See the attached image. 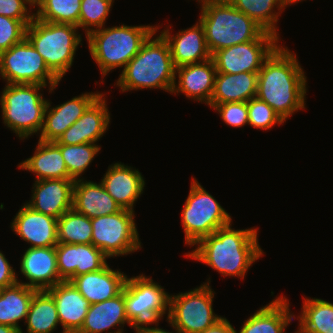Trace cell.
Masks as SVG:
<instances>
[{"mask_svg":"<svg viewBox=\"0 0 333 333\" xmlns=\"http://www.w3.org/2000/svg\"><path fill=\"white\" fill-rule=\"evenodd\" d=\"M298 1H303V0H286V2H287V5H293V3H297Z\"/></svg>","mask_w":333,"mask_h":333,"instance_id":"7dc6e473","label":"cell"},{"mask_svg":"<svg viewBox=\"0 0 333 333\" xmlns=\"http://www.w3.org/2000/svg\"><path fill=\"white\" fill-rule=\"evenodd\" d=\"M279 46L264 61L258 72L256 97L266 102L285 122L305 109L306 76L297 55Z\"/></svg>","mask_w":333,"mask_h":333,"instance_id":"6da1fadb","label":"cell"},{"mask_svg":"<svg viewBox=\"0 0 333 333\" xmlns=\"http://www.w3.org/2000/svg\"><path fill=\"white\" fill-rule=\"evenodd\" d=\"M295 333H304V332L298 327V330Z\"/></svg>","mask_w":333,"mask_h":333,"instance_id":"c3c4849f","label":"cell"},{"mask_svg":"<svg viewBox=\"0 0 333 333\" xmlns=\"http://www.w3.org/2000/svg\"><path fill=\"white\" fill-rule=\"evenodd\" d=\"M157 30V26H127L98 28L87 36L92 59L99 66L102 77L115 68H124L140 51L143 43Z\"/></svg>","mask_w":333,"mask_h":333,"instance_id":"5b68a950","label":"cell"},{"mask_svg":"<svg viewBox=\"0 0 333 333\" xmlns=\"http://www.w3.org/2000/svg\"><path fill=\"white\" fill-rule=\"evenodd\" d=\"M73 208L92 219L117 213L121 207L106 191L101 181L77 179L73 186Z\"/></svg>","mask_w":333,"mask_h":333,"instance_id":"484cf974","label":"cell"},{"mask_svg":"<svg viewBox=\"0 0 333 333\" xmlns=\"http://www.w3.org/2000/svg\"><path fill=\"white\" fill-rule=\"evenodd\" d=\"M258 72L216 73L214 92L209 106L226 102H248L256 97Z\"/></svg>","mask_w":333,"mask_h":333,"instance_id":"4316f807","label":"cell"},{"mask_svg":"<svg viewBox=\"0 0 333 333\" xmlns=\"http://www.w3.org/2000/svg\"><path fill=\"white\" fill-rule=\"evenodd\" d=\"M225 124L232 127H242L248 124V102H226L213 107Z\"/></svg>","mask_w":333,"mask_h":333,"instance_id":"ab89813d","label":"cell"},{"mask_svg":"<svg viewBox=\"0 0 333 333\" xmlns=\"http://www.w3.org/2000/svg\"><path fill=\"white\" fill-rule=\"evenodd\" d=\"M160 33L167 40L174 66L200 63L211 58L207 48L202 24L197 22L191 28L184 29L171 36L169 28Z\"/></svg>","mask_w":333,"mask_h":333,"instance_id":"603a6c76","label":"cell"},{"mask_svg":"<svg viewBox=\"0 0 333 333\" xmlns=\"http://www.w3.org/2000/svg\"><path fill=\"white\" fill-rule=\"evenodd\" d=\"M143 43L140 51L123 68L116 86L122 92L139 89H162L172 93L176 82V67L167 40L162 34Z\"/></svg>","mask_w":333,"mask_h":333,"instance_id":"3957f363","label":"cell"},{"mask_svg":"<svg viewBox=\"0 0 333 333\" xmlns=\"http://www.w3.org/2000/svg\"><path fill=\"white\" fill-rule=\"evenodd\" d=\"M0 333H20V331L15 327L5 324H0Z\"/></svg>","mask_w":333,"mask_h":333,"instance_id":"f6af8a7d","label":"cell"},{"mask_svg":"<svg viewBox=\"0 0 333 333\" xmlns=\"http://www.w3.org/2000/svg\"><path fill=\"white\" fill-rule=\"evenodd\" d=\"M29 3V7L33 6L35 9V6L38 7L44 0H26ZM31 5V6H30Z\"/></svg>","mask_w":333,"mask_h":333,"instance_id":"bcb514c9","label":"cell"},{"mask_svg":"<svg viewBox=\"0 0 333 333\" xmlns=\"http://www.w3.org/2000/svg\"><path fill=\"white\" fill-rule=\"evenodd\" d=\"M0 75L6 84L49 85L50 93L60 82L27 38L0 53Z\"/></svg>","mask_w":333,"mask_h":333,"instance_id":"30bf717a","label":"cell"},{"mask_svg":"<svg viewBox=\"0 0 333 333\" xmlns=\"http://www.w3.org/2000/svg\"><path fill=\"white\" fill-rule=\"evenodd\" d=\"M133 211L119 212L91 219V244L108 258L131 254L141 248Z\"/></svg>","mask_w":333,"mask_h":333,"instance_id":"8fae6325","label":"cell"},{"mask_svg":"<svg viewBox=\"0 0 333 333\" xmlns=\"http://www.w3.org/2000/svg\"><path fill=\"white\" fill-rule=\"evenodd\" d=\"M54 299L63 332L79 331L91 306L75 286L62 281L46 290Z\"/></svg>","mask_w":333,"mask_h":333,"instance_id":"d4e9b609","label":"cell"},{"mask_svg":"<svg viewBox=\"0 0 333 333\" xmlns=\"http://www.w3.org/2000/svg\"><path fill=\"white\" fill-rule=\"evenodd\" d=\"M18 281L15 270L10 265L3 252L0 251V289L13 286L18 283Z\"/></svg>","mask_w":333,"mask_h":333,"instance_id":"b9f144b4","label":"cell"},{"mask_svg":"<svg viewBox=\"0 0 333 333\" xmlns=\"http://www.w3.org/2000/svg\"><path fill=\"white\" fill-rule=\"evenodd\" d=\"M55 251L63 281L70 282L75 276L98 271L107 264L108 257L93 244L58 243Z\"/></svg>","mask_w":333,"mask_h":333,"instance_id":"5bb4252c","label":"cell"},{"mask_svg":"<svg viewBox=\"0 0 333 333\" xmlns=\"http://www.w3.org/2000/svg\"><path fill=\"white\" fill-rule=\"evenodd\" d=\"M37 291L20 283L0 289V324L12 326L21 331L19 321L26 320L30 303Z\"/></svg>","mask_w":333,"mask_h":333,"instance_id":"f546056e","label":"cell"},{"mask_svg":"<svg viewBox=\"0 0 333 333\" xmlns=\"http://www.w3.org/2000/svg\"><path fill=\"white\" fill-rule=\"evenodd\" d=\"M299 328L304 333H333V303L319 298H303Z\"/></svg>","mask_w":333,"mask_h":333,"instance_id":"d6a6232c","label":"cell"},{"mask_svg":"<svg viewBox=\"0 0 333 333\" xmlns=\"http://www.w3.org/2000/svg\"><path fill=\"white\" fill-rule=\"evenodd\" d=\"M127 277L124 272L113 270L106 264L98 271L75 276L70 282L92 305L119 295Z\"/></svg>","mask_w":333,"mask_h":333,"instance_id":"7402d4cb","label":"cell"},{"mask_svg":"<svg viewBox=\"0 0 333 333\" xmlns=\"http://www.w3.org/2000/svg\"><path fill=\"white\" fill-rule=\"evenodd\" d=\"M289 306L286 297L278 296L245 320L239 333H284L295 317Z\"/></svg>","mask_w":333,"mask_h":333,"instance_id":"83f0119b","label":"cell"},{"mask_svg":"<svg viewBox=\"0 0 333 333\" xmlns=\"http://www.w3.org/2000/svg\"><path fill=\"white\" fill-rule=\"evenodd\" d=\"M101 94L99 92L82 93L80 96H75L71 100L53 108L48 100L39 140L46 142L57 141Z\"/></svg>","mask_w":333,"mask_h":333,"instance_id":"9a60e30c","label":"cell"},{"mask_svg":"<svg viewBox=\"0 0 333 333\" xmlns=\"http://www.w3.org/2000/svg\"><path fill=\"white\" fill-rule=\"evenodd\" d=\"M34 155L18 167L36 174L37 180L73 179L69 174L60 148L54 142L38 140Z\"/></svg>","mask_w":333,"mask_h":333,"instance_id":"f1b7e54d","label":"cell"},{"mask_svg":"<svg viewBox=\"0 0 333 333\" xmlns=\"http://www.w3.org/2000/svg\"><path fill=\"white\" fill-rule=\"evenodd\" d=\"M282 118L266 102L254 97L248 101V125L269 130L275 124H283Z\"/></svg>","mask_w":333,"mask_h":333,"instance_id":"74e56055","label":"cell"},{"mask_svg":"<svg viewBox=\"0 0 333 333\" xmlns=\"http://www.w3.org/2000/svg\"><path fill=\"white\" fill-rule=\"evenodd\" d=\"M62 153L68 174L74 179H81V174L85 172L95 156L101 150V146L96 143H84L79 145L56 144Z\"/></svg>","mask_w":333,"mask_h":333,"instance_id":"d590c367","label":"cell"},{"mask_svg":"<svg viewBox=\"0 0 333 333\" xmlns=\"http://www.w3.org/2000/svg\"><path fill=\"white\" fill-rule=\"evenodd\" d=\"M101 183L121 209L134 212V204L145 187L142 174L121 162L109 165Z\"/></svg>","mask_w":333,"mask_h":333,"instance_id":"44dd1931","label":"cell"},{"mask_svg":"<svg viewBox=\"0 0 333 333\" xmlns=\"http://www.w3.org/2000/svg\"><path fill=\"white\" fill-rule=\"evenodd\" d=\"M62 333H80V332H78V331L63 332L62 331Z\"/></svg>","mask_w":333,"mask_h":333,"instance_id":"681fc988","label":"cell"},{"mask_svg":"<svg viewBox=\"0 0 333 333\" xmlns=\"http://www.w3.org/2000/svg\"><path fill=\"white\" fill-rule=\"evenodd\" d=\"M77 30L78 27L72 24L40 21L35 17L27 26L26 38L59 80L72 67L77 47L82 41Z\"/></svg>","mask_w":333,"mask_h":333,"instance_id":"8992f818","label":"cell"},{"mask_svg":"<svg viewBox=\"0 0 333 333\" xmlns=\"http://www.w3.org/2000/svg\"><path fill=\"white\" fill-rule=\"evenodd\" d=\"M172 94L183 93L187 98L210 104L214 92L216 67L212 58L200 63L182 65L176 68V78Z\"/></svg>","mask_w":333,"mask_h":333,"instance_id":"ffe728a7","label":"cell"},{"mask_svg":"<svg viewBox=\"0 0 333 333\" xmlns=\"http://www.w3.org/2000/svg\"><path fill=\"white\" fill-rule=\"evenodd\" d=\"M105 99L102 93L54 143L79 145L96 143L102 138L108 130L111 119Z\"/></svg>","mask_w":333,"mask_h":333,"instance_id":"ac0fdd59","label":"cell"},{"mask_svg":"<svg viewBox=\"0 0 333 333\" xmlns=\"http://www.w3.org/2000/svg\"><path fill=\"white\" fill-rule=\"evenodd\" d=\"M170 294L151 277L140 274L127 277L125 308L129 321L138 329L141 325L163 319L169 311Z\"/></svg>","mask_w":333,"mask_h":333,"instance_id":"7c38bea8","label":"cell"},{"mask_svg":"<svg viewBox=\"0 0 333 333\" xmlns=\"http://www.w3.org/2000/svg\"><path fill=\"white\" fill-rule=\"evenodd\" d=\"M113 2L114 0H81L78 28L85 30V36L105 26Z\"/></svg>","mask_w":333,"mask_h":333,"instance_id":"8d00e7d4","label":"cell"},{"mask_svg":"<svg viewBox=\"0 0 333 333\" xmlns=\"http://www.w3.org/2000/svg\"><path fill=\"white\" fill-rule=\"evenodd\" d=\"M31 22L32 20H17L0 15V53L23 41Z\"/></svg>","mask_w":333,"mask_h":333,"instance_id":"f35d334b","label":"cell"},{"mask_svg":"<svg viewBox=\"0 0 333 333\" xmlns=\"http://www.w3.org/2000/svg\"><path fill=\"white\" fill-rule=\"evenodd\" d=\"M11 229L30 247H51L58 244L57 219L37 212L26 203L16 213Z\"/></svg>","mask_w":333,"mask_h":333,"instance_id":"d6986e66","label":"cell"},{"mask_svg":"<svg viewBox=\"0 0 333 333\" xmlns=\"http://www.w3.org/2000/svg\"><path fill=\"white\" fill-rule=\"evenodd\" d=\"M236 9L254 20L265 31L280 37L278 16L288 6L286 0H228ZM274 8H277L278 12Z\"/></svg>","mask_w":333,"mask_h":333,"instance_id":"1f68e13d","label":"cell"},{"mask_svg":"<svg viewBox=\"0 0 333 333\" xmlns=\"http://www.w3.org/2000/svg\"><path fill=\"white\" fill-rule=\"evenodd\" d=\"M237 330L231 325V323L224 317L217 321L214 325L205 329L200 333H236Z\"/></svg>","mask_w":333,"mask_h":333,"instance_id":"7bdbcfd3","label":"cell"},{"mask_svg":"<svg viewBox=\"0 0 333 333\" xmlns=\"http://www.w3.org/2000/svg\"><path fill=\"white\" fill-rule=\"evenodd\" d=\"M44 85L6 84L0 97L3 123L24 140L34 133L39 134L43 126L44 112L48 100L40 90Z\"/></svg>","mask_w":333,"mask_h":333,"instance_id":"52a82bcc","label":"cell"},{"mask_svg":"<svg viewBox=\"0 0 333 333\" xmlns=\"http://www.w3.org/2000/svg\"><path fill=\"white\" fill-rule=\"evenodd\" d=\"M58 243L91 244V219L71 208L57 219Z\"/></svg>","mask_w":333,"mask_h":333,"instance_id":"836d02e7","label":"cell"},{"mask_svg":"<svg viewBox=\"0 0 333 333\" xmlns=\"http://www.w3.org/2000/svg\"><path fill=\"white\" fill-rule=\"evenodd\" d=\"M185 201L181 221L186 245L193 247L201 238L232 222L229 213L195 178Z\"/></svg>","mask_w":333,"mask_h":333,"instance_id":"ba28073f","label":"cell"},{"mask_svg":"<svg viewBox=\"0 0 333 333\" xmlns=\"http://www.w3.org/2000/svg\"><path fill=\"white\" fill-rule=\"evenodd\" d=\"M129 324L137 332V328L129 321L125 308V286L123 291L114 298L92 304L84 319L80 333H102L116 327L117 331L108 333H124V324Z\"/></svg>","mask_w":333,"mask_h":333,"instance_id":"cb8c5ba5","label":"cell"},{"mask_svg":"<svg viewBox=\"0 0 333 333\" xmlns=\"http://www.w3.org/2000/svg\"><path fill=\"white\" fill-rule=\"evenodd\" d=\"M201 1V2H200ZM199 21L204 28L207 48L214 52L257 40L265 30L228 0H198Z\"/></svg>","mask_w":333,"mask_h":333,"instance_id":"277c9868","label":"cell"},{"mask_svg":"<svg viewBox=\"0 0 333 333\" xmlns=\"http://www.w3.org/2000/svg\"><path fill=\"white\" fill-rule=\"evenodd\" d=\"M81 0H44L35 18L40 21L72 24L78 27Z\"/></svg>","mask_w":333,"mask_h":333,"instance_id":"e575fe53","label":"cell"},{"mask_svg":"<svg viewBox=\"0 0 333 333\" xmlns=\"http://www.w3.org/2000/svg\"><path fill=\"white\" fill-rule=\"evenodd\" d=\"M159 321L160 320H158L156 322H152V323H147V324L141 325L137 329L136 333H174V331L170 332L169 330H165L163 328L158 327ZM167 322H169V324L172 326V329H175V333H183L178 328L174 327L169 320ZM150 324H155V325L157 324V325H156V327H148V326H150Z\"/></svg>","mask_w":333,"mask_h":333,"instance_id":"ee69618b","label":"cell"},{"mask_svg":"<svg viewBox=\"0 0 333 333\" xmlns=\"http://www.w3.org/2000/svg\"><path fill=\"white\" fill-rule=\"evenodd\" d=\"M279 37L265 31L257 40L233 45L214 52L217 73L259 72L264 61L279 46Z\"/></svg>","mask_w":333,"mask_h":333,"instance_id":"4fadbf2b","label":"cell"},{"mask_svg":"<svg viewBox=\"0 0 333 333\" xmlns=\"http://www.w3.org/2000/svg\"><path fill=\"white\" fill-rule=\"evenodd\" d=\"M74 179L35 180L31 200L26 204L33 210L60 218L73 208Z\"/></svg>","mask_w":333,"mask_h":333,"instance_id":"e0dca14e","label":"cell"},{"mask_svg":"<svg viewBox=\"0 0 333 333\" xmlns=\"http://www.w3.org/2000/svg\"><path fill=\"white\" fill-rule=\"evenodd\" d=\"M29 282H19L38 291L47 290L63 280L57 268L55 246L29 247L20 261V271Z\"/></svg>","mask_w":333,"mask_h":333,"instance_id":"2e32d148","label":"cell"},{"mask_svg":"<svg viewBox=\"0 0 333 333\" xmlns=\"http://www.w3.org/2000/svg\"><path fill=\"white\" fill-rule=\"evenodd\" d=\"M26 0H0V15L17 20H33L35 13L30 12Z\"/></svg>","mask_w":333,"mask_h":333,"instance_id":"60d3db41","label":"cell"},{"mask_svg":"<svg viewBox=\"0 0 333 333\" xmlns=\"http://www.w3.org/2000/svg\"><path fill=\"white\" fill-rule=\"evenodd\" d=\"M215 291L210 282L188 292L170 295L167 320L183 333H200L222 317L213 311Z\"/></svg>","mask_w":333,"mask_h":333,"instance_id":"9c48e42d","label":"cell"},{"mask_svg":"<svg viewBox=\"0 0 333 333\" xmlns=\"http://www.w3.org/2000/svg\"><path fill=\"white\" fill-rule=\"evenodd\" d=\"M231 225L201 238L195 244L197 247L185 256L207 264L223 276L244 279L250 266L263 255L258 244V230H235Z\"/></svg>","mask_w":333,"mask_h":333,"instance_id":"7a4b0ae2","label":"cell"},{"mask_svg":"<svg viewBox=\"0 0 333 333\" xmlns=\"http://www.w3.org/2000/svg\"><path fill=\"white\" fill-rule=\"evenodd\" d=\"M24 323L27 333H53L60 324L56 303L46 290L34 294Z\"/></svg>","mask_w":333,"mask_h":333,"instance_id":"4dcf8cb0","label":"cell"}]
</instances>
